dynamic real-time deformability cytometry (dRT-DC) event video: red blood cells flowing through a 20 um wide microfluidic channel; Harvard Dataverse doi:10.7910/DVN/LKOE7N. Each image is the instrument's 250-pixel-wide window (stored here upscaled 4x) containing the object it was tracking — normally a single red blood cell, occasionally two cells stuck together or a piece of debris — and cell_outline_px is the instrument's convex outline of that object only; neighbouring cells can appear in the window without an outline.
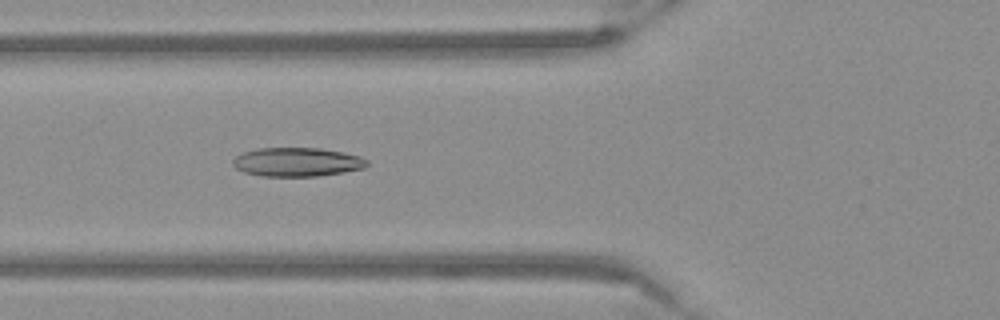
{"species": "Egyptian fruit bat (a non-hibernating species)", "species_latin": "Rousettus aegyptiacus", "temperature_condition": "warm", "stored_images_in_passage": 52, "camera_frame_rate_fps": 3000, "um_per_image_px": 0.085, "frame": {"image": 1, "passage_image": 21, "time_ms": 6.667, "image_size_px": [1000, 320], "cell_outline_px": [[368, 164], [364, 168], [344, 172], [316, 176], [260, 176], [244, 172], [236, 168], [232, 164], [232, 160], [236, 156], [244, 152], [256, 148], [320, 148], [360, 156], [368, 160]], "centroid_in_image_um": [25.23, 13.77], "position_along_channel_um": 100.6, "area_um2": 22.54}}
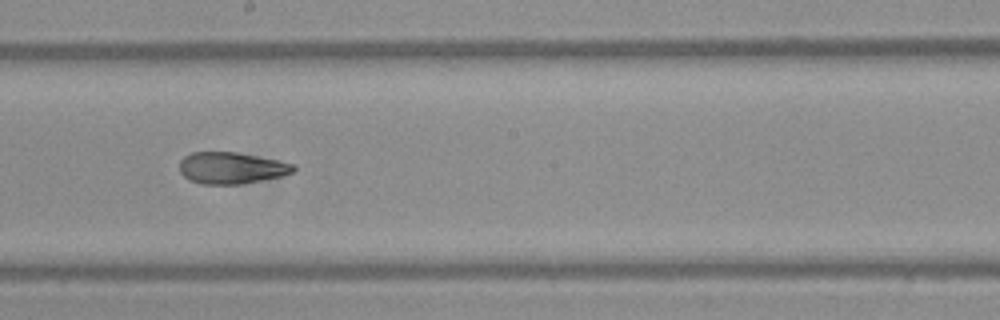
{"frame": {"image": 2, "passage_image": 31, "time_ms": 10.0, "image_size_px": [1000, 320], "cell_outline_px": [[296, 168], [292, 172], [280, 176], [240, 184], [200, 184], [188, 180], [180, 172], [180, 160], [184, 156], [192, 152], [236, 152], [296, 164]], "centroid_in_image_um": [19.63, 14.27], "position_along_channel_um": 228.6, "area_um2": 20.87}}
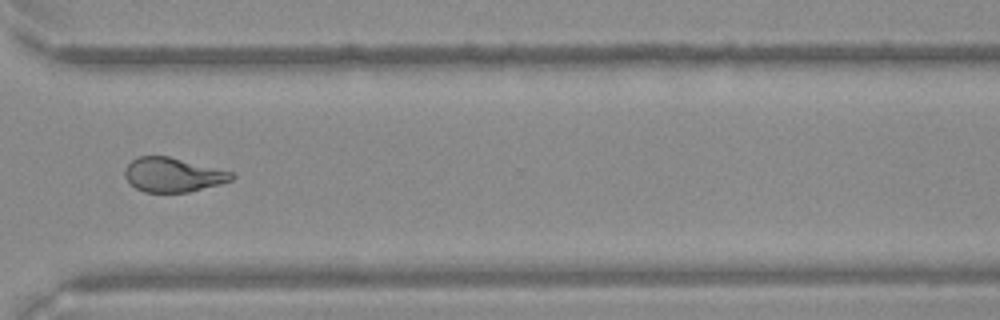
{"frame": {"image": 3, "passage_image": 41, "time_ms": 13.333, "image_size_px": [1000, 320], "cell_outline_px": [[236, 176], [232, 180], [220, 184], [188, 192], [144, 192], [136, 188], [124, 176], [124, 168], [136, 156], [168, 156], [232, 172]], "centroid_in_image_um": [14.68, 14.86], "position_along_channel_um": 355.9, "area_um2": 21.21}}